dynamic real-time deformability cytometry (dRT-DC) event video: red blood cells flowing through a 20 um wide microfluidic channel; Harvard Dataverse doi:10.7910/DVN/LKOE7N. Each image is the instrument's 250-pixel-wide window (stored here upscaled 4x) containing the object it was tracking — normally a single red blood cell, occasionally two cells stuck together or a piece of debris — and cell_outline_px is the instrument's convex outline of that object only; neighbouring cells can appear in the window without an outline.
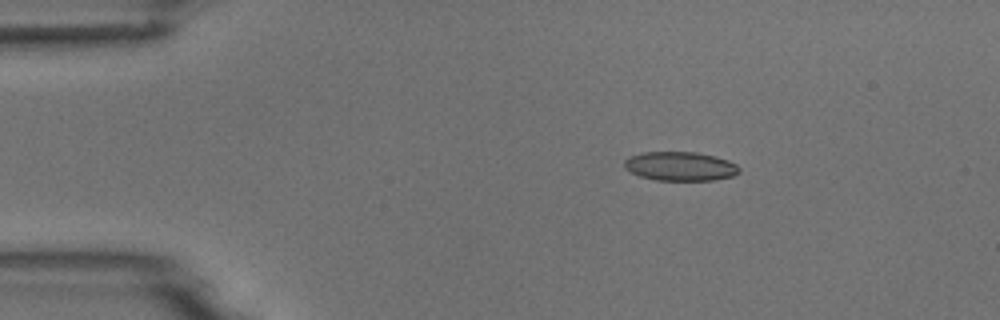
{"species": "common noctule bat (a hibernating species)", "species_latin": "Nyctalus noctula", "temperature_condition": "room temperature", "stored_images_in_passage": 4, "camera_frame_rate_fps": 3000, "um_per_image_px": 0.085, "animal": {"sex": "male", "body_mass_g": 18.8}, "frame": {"image": 1, "passage_image": 3, "time_ms": 2.333, "image_size_px": [1000, 320], "cell_outline_px": [[740, 172], [732, 176], [712, 180], [656, 180], [640, 176], [624, 168], [624, 160], [628, 156], [640, 152], [696, 152], [716, 156], [728, 160], [736, 164], [740, 168]], "centroid_in_image_um": [57.81, 14.12], "position_along_channel_um": 27.2, "area_um2": 19.54}}